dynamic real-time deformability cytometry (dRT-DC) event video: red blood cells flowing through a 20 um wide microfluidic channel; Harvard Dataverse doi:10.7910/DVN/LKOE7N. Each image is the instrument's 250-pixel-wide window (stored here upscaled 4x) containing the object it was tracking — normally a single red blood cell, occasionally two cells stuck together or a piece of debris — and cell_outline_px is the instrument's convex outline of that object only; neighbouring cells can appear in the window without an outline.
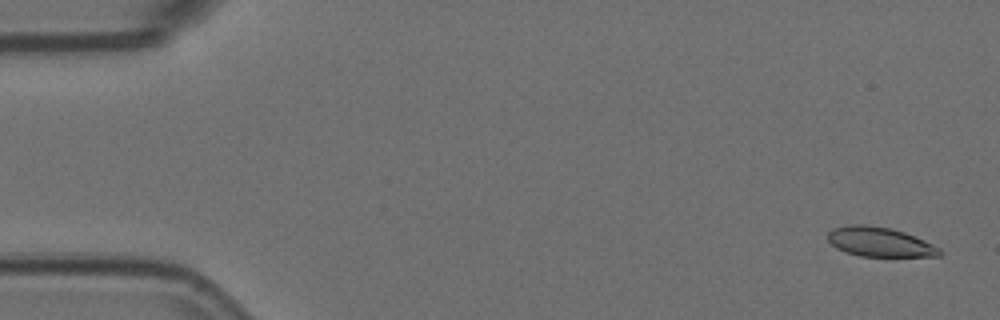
{"species": "Egyptian fruit bat (a non-hibernating species)", "species_latin": "Rousettus aegyptiacus", "temperature_condition": "room temperature", "stored_images_in_passage": 5, "camera_frame_rate_fps": 3000, "um_per_image_px": 0.085, "animal": {"sex": "female"}, "frame": {"image": 1, "passage_image": 1, "time_ms": 0.0, "image_size_px": [1000, 320], "cell_outline_px": [[944, 252], [940, 256], [860, 256], [844, 252], [836, 248], [828, 240], [828, 232], [836, 228], [852, 224], [864, 224], [892, 228], [916, 236], [940, 248]], "centroid_in_image_um": [74.8, 20.57], "position_along_channel_um": 10.2, "area_um2": 19.25}}
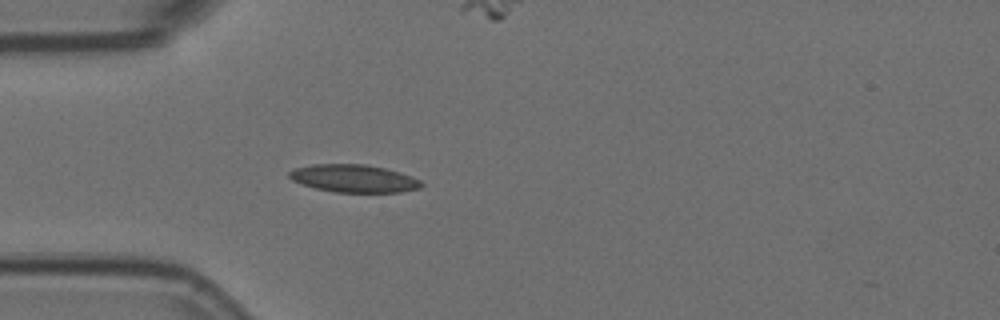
{"frame": {"image": 2, "passage_image": 4, "time_ms": 1.0, "image_size_px": [1000, 320], "cell_outline_px": [[424, 184], [420, 188], [400, 192], [336, 192], [316, 188], [300, 184], [292, 180], [288, 176], [288, 172], [296, 168], [312, 164], [364, 164], [384, 168], [400, 172], [412, 176], [420, 180]], "centroid_in_image_um": [30.07, 15.17], "position_along_channel_um": 54.9, "area_um2": 21.33}}